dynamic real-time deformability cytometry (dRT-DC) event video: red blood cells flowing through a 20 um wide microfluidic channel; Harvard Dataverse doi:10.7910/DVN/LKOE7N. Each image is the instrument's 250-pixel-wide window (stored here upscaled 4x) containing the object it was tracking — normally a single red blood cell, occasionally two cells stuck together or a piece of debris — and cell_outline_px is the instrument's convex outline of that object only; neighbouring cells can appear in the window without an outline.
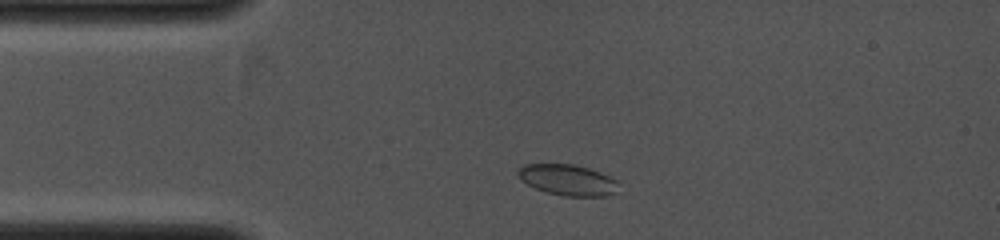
{"species": "common noctule bat (a hibernating species)", "species_latin": "Nyctalus noctula", "temperature_condition": "cold", "stored_images_in_passage": 9, "camera_frame_rate_fps": 4000, "um_per_image_px": 0.085, "animal": {"sex": "female", "body_mass_g": 19.0, "forearm_length_mm": 53.3}, "frame": {"image": 1, "passage_image": 2, "time_ms": 0.75, "image_size_px": [1000, 240], "cell_outline_px": [[620, 180], [616, 192], [604, 196], [564, 196], [548, 192], [536, 188], [528, 184], [516, 172], [524, 164], [572, 164], [588, 168], [600, 172]], "centroid_in_image_um": [48.32, 15.29], "position_along_channel_um": 36.7, "area_um2": 17.98}}
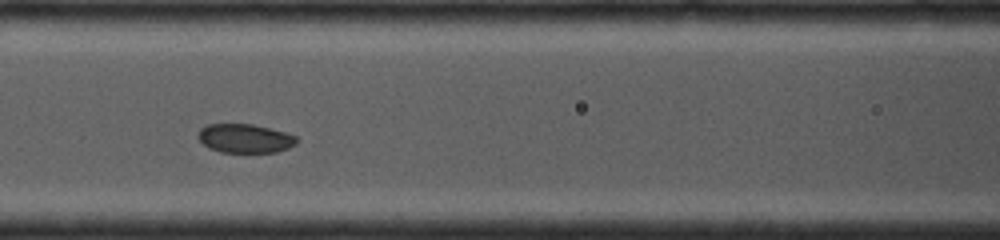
{"frame": {"image": 2, "passage_image": 7, "time_ms": 3.25, "image_size_px": [1000, 240], "cell_outline_px": [[296, 144], [288, 148], [276, 152], [220, 152], [208, 148], [196, 136], [200, 128], [208, 124], [252, 124], [284, 132], [296, 136]], "centroid_in_image_um": [20.78, 11.76], "position_along_channel_um": 145.8, "area_um2": 16.53}}
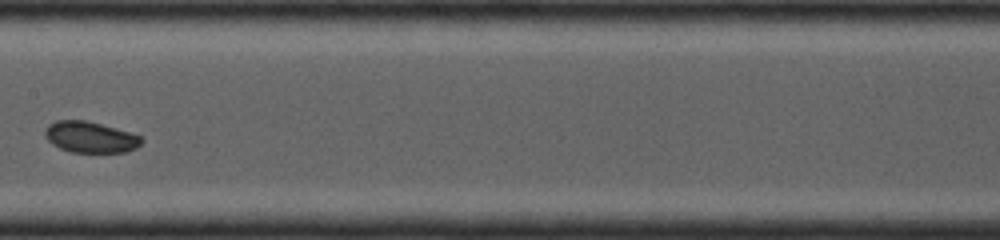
{"frame": {"image": 3, "passage_image": 9, "time_ms": 4.25, "image_size_px": [1000, 240], "cell_outline_px": [[144, 140], [136, 148], [124, 152], [72, 152], [60, 148], [52, 144], [44, 136], [44, 132], [48, 124], [56, 120], [84, 120], [100, 124], [128, 132], [140, 136]], "centroid_in_image_um": [7.64, 11.66], "position_along_channel_um": 199.8, "area_um2": 17.34}}